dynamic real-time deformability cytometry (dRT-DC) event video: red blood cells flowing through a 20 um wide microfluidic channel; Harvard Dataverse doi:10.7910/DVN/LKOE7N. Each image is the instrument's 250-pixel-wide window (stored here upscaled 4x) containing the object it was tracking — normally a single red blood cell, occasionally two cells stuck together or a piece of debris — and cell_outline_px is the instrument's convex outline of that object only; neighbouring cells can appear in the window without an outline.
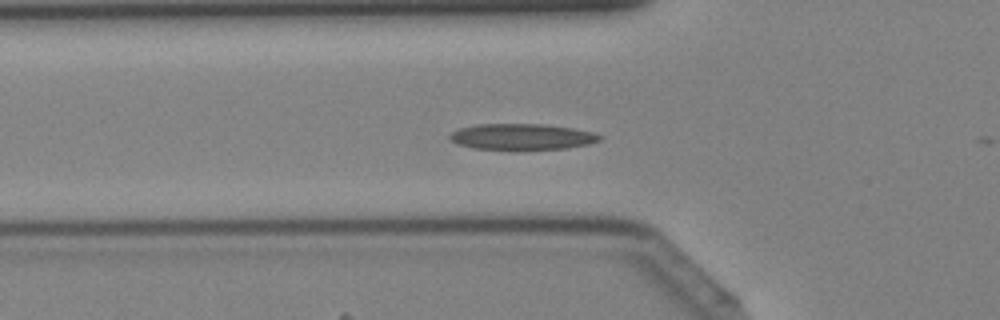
{"species": "Egyptian fruit bat (a non-hibernating species)", "species_latin": "Rousettus aegyptiacus", "temperature_condition": "cold", "stored_images_in_passage": 29, "camera_frame_rate_fps": 3000, "um_per_image_px": 0.085, "animal": {"sex": "female"}, "frame": {"image": 1, "passage_image": 6, "time_ms": 1.667, "image_size_px": [1000, 320], "cell_outline_px": [[600, 140], [588, 144], [564, 148], [512, 152], [472, 148], [460, 144], [452, 140], [448, 136], [452, 132], [460, 128], [476, 124], [544, 124], [572, 128], [592, 132], [600, 136]], "centroid_in_image_um": [44.32, 11.66], "position_along_channel_um": 81.5, "area_um2": 23.29}}
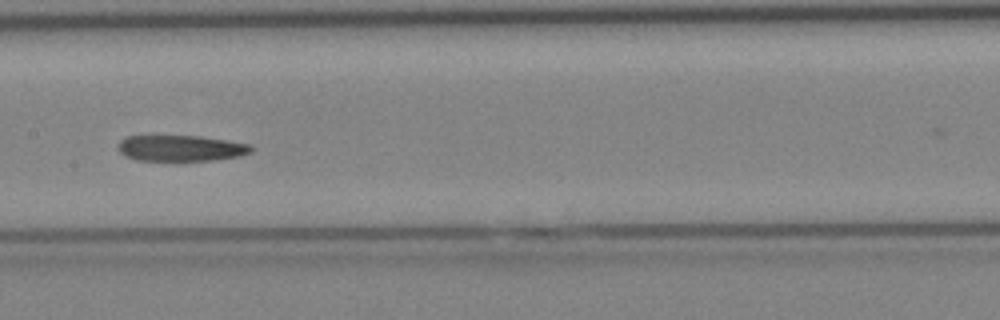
{"frame": {"image": 2, "passage_image": 13, "time_ms": 4.0, "image_size_px": [1000, 320], "cell_outline_px": [[252, 152], [240, 156], [212, 160], [136, 160], [124, 156], [116, 148], [120, 140], [128, 136], [200, 136], [228, 140], [248, 144], [252, 148]], "centroid_in_image_um": [15.34, 12.59], "position_along_channel_um": 192.1, "area_um2": 20.11}}
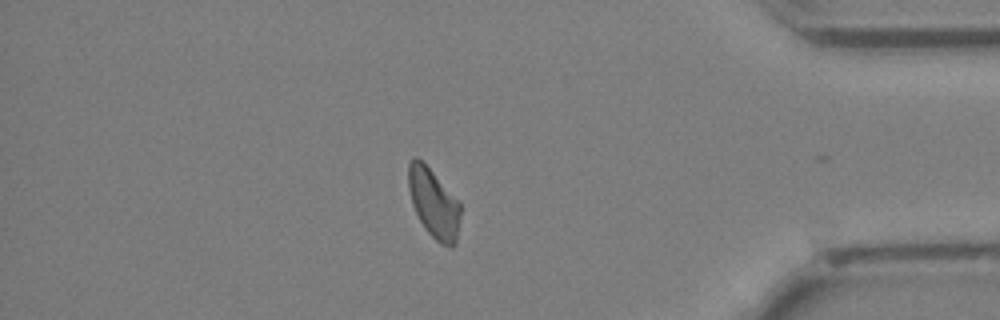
{"frame": {"image": 3, "passage_image": 28, "time_ms": 9.0, "image_size_px": [1000, 320], "cell_outline_px": [[460, 216], [456, 244], [452, 248], [448, 248], [440, 244], [424, 228], [412, 204], [408, 188], [408, 164], [412, 156], [416, 156], [432, 172], [460, 204]], "centroid_in_image_um": [36.85, 17.32], "position_along_channel_um": 398.4, "area_um2": 20.69}}